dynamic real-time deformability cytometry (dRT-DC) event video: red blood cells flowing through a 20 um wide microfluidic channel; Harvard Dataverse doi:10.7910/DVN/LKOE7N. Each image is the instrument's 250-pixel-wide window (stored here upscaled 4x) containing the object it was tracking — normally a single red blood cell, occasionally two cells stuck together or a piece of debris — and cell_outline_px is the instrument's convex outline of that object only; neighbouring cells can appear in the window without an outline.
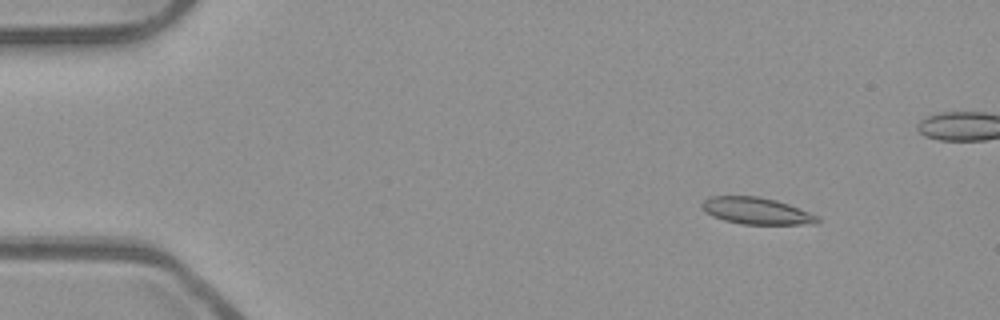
{"species": "common noctule bat (a hibernating species)", "species_latin": "Nyctalus noctula", "temperature_condition": "room temperature", "stored_images_in_passage": 54, "camera_frame_rate_fps": 3000, "um_per_image_px": 0.085, "animal": {"sex": "male", "body_mass_g": 23.1, "forearm_length_mm": 52.7}, "frame": {"image": 1, "passage_image": 7, "time_ms": 2.0, "image_size_px": [1000, 320], "cell_outline_px": [[820, 224], [740, 224], [724, 220], [712, 216], [704, 212], [700, 204], [704, 200], [712, 196], [756, 196], [776, 200], [788, 204], [820, 216]], "centroid_in_image_um": [64.31, 17.93], "position_along_channel_um": 20.7, "area_um2": 18.15}}
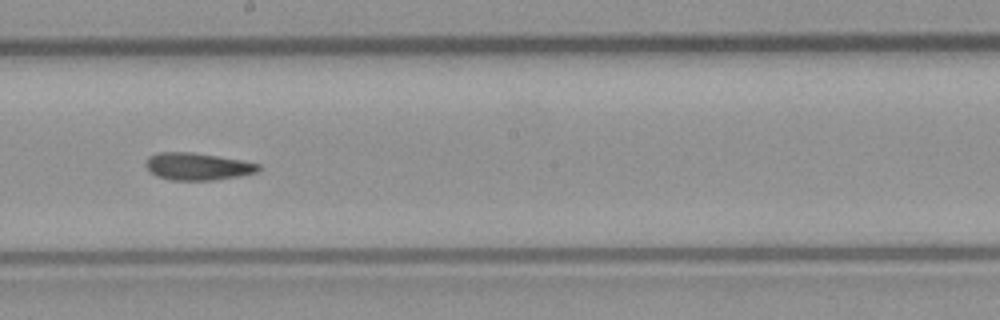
{"frame": {"image": 2, "passage_image": 30, "time_ms": 9.667, "image_size_px": [1000, 320], "cell_outline_px": [[260, 168], [256, 172], [240, 176], [212, 180], [172, 180], [156, 176], [144, 164], [148, 156], [160, 152], [192, 152], [240, 160], [260, 164]], "centroid_in_image_um": [16.77, 14.15], "position_along_channel_um": 231.4, "area_um2": 17.74}}
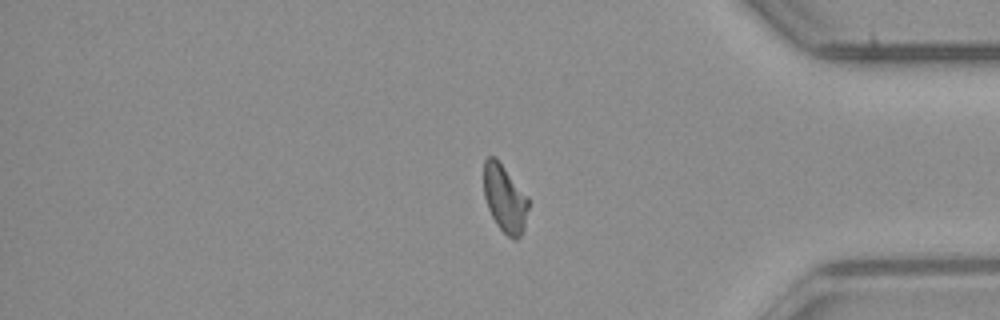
{"frame": {"image": 3, "passage_image": 44, "time_ms": 14.333, "image_size_px": [1000, 320], "cell_outline_px": [[528, 208], [524, 232], [516, 240], [512, 240], [496, 224], [488, 208], [484, 196], [484, 160], [488, 156], [496, 156], [528, 196]], "centroid_in_image_um": [42.91, 16.87], "position_along_channel_um": 392.3, "area_um2": 17.8}, "authors_computed_cell_mechanics": {"area_um2": 18.0336, "velocity_mm_per_s": 3.9597, "shape_relaxation_time_tau1_ms": null, "shape_relaxation_time_tau2_ms": 4.6342, "deformation_change_tau1": null, "deformation_change_tau2": 0.1128}}